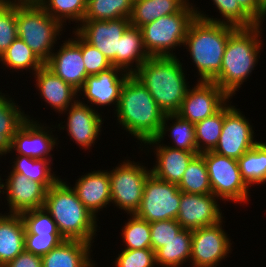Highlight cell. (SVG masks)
Returning <instances> with one entry per match:
<instances>
[{
  "mask_svg": "<svg viewBox=\"0 0 266 267\" xmlns=\"http://www.w3.org/2000/svg\"><path fill=\"white\" fill-rule=\"evenodd\" d=\"M115 111L122 128L144 144L158 136L165 116L148 89L133 74L122 85Z\"/></svg>",
  "mask_w": 266,
  "mask_h": 267,
  "instance_id": "obj_1",
  "label": "cell"
},
{
  "mask_svg": "<svg viewBox=\"0 0 266 267\" xmlns=\"http://www.w3.org/2000/svg\"><path fill=\"white\" fill-rule=\"evenodd\" d=\"M180 60L175 57H149L133 74L148 89L164 114H176L188 86Z\"/></svg>",
  "mask_w": 266,
  "mask_h": 267,
  "instance_id": "obj_2",
  "label": "cell"
},
{
  "mask_svg": "<svg viewBox=\"0 0 266 267\" xmlns=\"http://www.w3.org/2000/svg\"><path fill=\"white\" fill-rule=\"evenodd\" d=\"M43 208L50 214L59 233L66 240L93 243L97 217L85 207L72 187L61 178L47 190Z\"/></svg>",
  "mask_w": 266,
  "mask_h": 267,
  "instance_id": "obj_3",
  "label": "cell"
},
{
  "mask_svg": "<svg viewBox=\"0 0 266 267\" xmlns=\"http://www.w3.org/2000/svg\"><path fill=\"white\" fill-rule=\"evenodd\" d=\"M262 24L237 28L228 38L220 73L212 80L230 98L251 74L260 54Z\"/></svg>",
  "mask_w": 266,
  "mask_h": 267,
  "instance_id": "obj_4",
  "label": "cell"
},
{
  "mask_svg": "<svg viewBox=\"0 0 266 267\" xmlns=\"http://www.w3.org/2000/svg\"><path fill=\"white\" fill-rule=\"evenodd\" d=\"M236 29L197 16L191 22L184 45L198 69L199 81H212L220 73L228 38Z\"/></svg>",
  "mask_w": 266,
  "mask_h": 267,
  "instance_id": "obj_5",
  "label": "cell"
},
{
  "mask_svg": "<svg viewBox=\"0 0 266 267\" xmlns=\"http://www.w3.org/2000/svg\"><path fill=\"white\" fill-rule=\"evenodd\" d=\"M16 23L18 37L45 64L53 53L54 43L61 35L63 25L37 1H16Z\"/></svg>",
  "mask_w": 266,
  "mask_h": 267,
  "instance_id": "obj_6",
  "label": "cell"
},
{
  "mask_svg": "<svg viewBox=\"0 0 266 267\" xmlns=\"http://www.w3.org/2000/svg\"><path fill=\"white\" fill-rule=\"evenodd\" d=\"M195 18V7L189 2L180 12L162 16L142 26L140 30L148 55L175 57L170 51L178 45L184 46L187 30Z\"/></svg>",
  "mask_w": 266,
  "mask_h": 267,
  "instance_id": "obj_7",
  "label": "cell"
},
{
  "mask_svg": "<svg viewBox=\"0 0 266 267\" xmlns=\"http://www.w3.org/2000/svg\"><path fill=\"white\" fill-rule=\"evenodd\" d=\"M205 160L212 194L219 199L246 203L249 186L241 177L238 160L214 151L200 153Z\"/></svg>",
  "mask_w": 266,
  "mask_h": 267,
  "instance_id": "obj_8",
  "label": "cell"
},
{
  "mask_svg": "<svg viewBox=\"0 0 266 267\" xmlns=\"http://www.w3.org/2000/svg\"><path fill=\"white\" fill-rule=\"evenodd\" d=\"M151 174L146 167L134 161H124L113 170L108 171L111 188V203L127 214H135L140 208L144 185Z\"/></svg>",
  "mask_w": 266,
  "mask_h": 267,
  "instance_id": "obj_9",
  "label": "cell"
},
{
  "mask_svg": "<svg viewBox=\"0 0 266 267\" xmlns=\"http://www.w3.org/2000/svg\"><path fill=\"white\" fill-rule=\"evenodd\" d=\"M180 201L181 191L177 184L160 180L151 173L146 179L142 202L135 214L149 223L176 220Z\"/></svg>",
  "mask_w": 266,
  "mask_h": 267,
  "instance_id": "obj_10",
  "label": "cell"
},
{
  "mask_svg": "<svg viewBox=\"0 0 266 267\" xmlns=\"http://www.w3.org/2000/svg\"><path fill=\"white\" fill-rule=\"evenodd\" d=\"M252 127L239 109L226 104L221 135L213 151L238 160L258 143L254 141Z\"/></svg>",
  "mask_w": 266,
  "mask_h": 267,
  "instance_id": "obj_11",
  "label": "cell"
},
{
  "mask_svg": "<svg viewBox=\"0 0 266 267\" xmlns=\"http://www.w3.org/2000/svg\"><path fill=\"white\" fill-rule=\"evenodd\" d=\"M230 97L212 81H198L188 89L177 115L193 124L211 117L220 111Z\"/></svg>",
  "mask_w": 266,
  "mask_h": 267,
  "instance_id": "obj_12",
  "label": "cell"
},
{
  "mask_svg": "<svg viewBox=\"0 0 266 267\" xmlns=\"http://www.w3.org/2000/svg\"><path fill=\"white\" fill-rule=\"evenodd\" d=\"M222 222L192 230L190 261L193 267H216L230 253V240Z\"/></svg>",
  "mask_w": 266,
  "mask_h": 267,
  "instance_id": "obj_13",
  "label": "cell"
},
{
  "mask_svg": "<svg viewBox=\"0 0 266 267\" xmlns=\"http://www.w3.org/2000/svg\"><path fill=\"white\" fill-rule=\"evenodd\" d=\"M75 31L90 45L97 48L116 67L119 39L131 25L130 19L83 20Z\"/></svg>",
  "mask_w": 266,
  "mask_h": 267,
  "instance_id": "obj_14",
  "label": "cell"
},
{
  "mask_svg": "<svg viewBox=\"0 0 266 267\" xmlns=\"http://www.w3.org/2000/svg\"><path fill=\"white\" fill-rule=\"evenodd\" d=\"M212 193L193 194L181 191V201L176 220L184 228L194 230L214 225L222 220V212ZM217 199V200H216Z\"/></svg>",
  "mask_w": 266,
  "mask_h": 267,
  "instance_id": "obj_15",
  "label": "cell"
},
{
  "mask_svg": "<svg viewBox=\"0 0 266 267\" xmlns=\"http://www.w3.org/2000/svg\"><path fill=\"white\" fill-rule=\"evenodd\" d=\"M73 32L76 40H66L59 51L51 54L45 65L79 92L89 75L82 57L81 36L76 31Z\"/></svg>",
  "mask_w": 266,
  "mask_h": 267,
  "instance_id": "obj_16",
  "label": "cell"
},
{
  "mask_svg": "<svg viewBox=\"0 0 266 267\" xmlns=\"http://www.w3.org/2000/svg\"><path fill=\"white\" fill-rule=\"evenodd\" d=\"M4 184L0 177V193H6L10 214H22L24 212L43 208L47 188L39 182L31 181L24 175L10 171ZM2 183V184H1ZM1 189L4 190L1 191Z\"/></svg>",
  "mask_w": 266,
  "mask_h": 267,
  "instance_id": "obj_17",
  "label": "cell"
},
{
  "mask_svg": "<svg viewBox=\"0 0 266 267\" xmlns=\"http://www.w3.org/2000/svg\"><path fill=\"white\" fill-rule=\"evenodd\" d=\"M46 128L49 127H43L28 118L16 131L11 143L6 148V154L16 150L18 155L50 160L49 157L52 155L49 153L55 147L57 138H54L51 135L52 131L50 133Z\"/></svg>",
  "mask_w": 266,
  "mask_h": 267,
  "instance_id": "obj_18",
  "label": "cell"
},
{
  "mask_svg": "<svg viewBox=\"0 0 266 267\" xmlns=\"http://www.w3.org/2000/svg\"><path fill=\"white\" fill-rule=\"evenodd\" d=\"M124 72V73H123ZM130 74L112 66L96 75H89L78 93L88 99V103L98 106L113 103L117 109L121 88Z\"/></svg>",
  "mask_w": 266,
  "mask_h": 267,
  "instance_id": "obj_19",
  "label": "cell"
},
{
  "mask_svg": "<svg viewBox=\"0 0 266 267\" xmlns=\"http://www.w3.org/2000/svg\"><path fill=\"white\" fill-rule=\"evenodd\" d=\"M67 109L64 112L69 114L66 122L68 135L83 149L90 148L101 132L102 117L80 99Z\"/></svg>",
  "mask_w": 266,
  "mask_h": 267,
  "instance_id": "obj_20",
  "label": "cell"
},
{
  "mask_svg": "<svg viewBox=\"0 0 266 267\" xmlns=\"http://www.w3.org/2000/svg\"><path fill=\"white\" fill-rule=\"evenodd\" d=\"M159 143L160 141L156 138L145 143V146L153 144L154 147L156 144L155 154L157 161L151 169V173L160 180L178 185L191 160L199 153L174 149Z\"/></svg>",
  "mask_w": 266,
  "mask_h": 267,
  "instance_id": "obj_21",
  "label": "cell"
},
{
  "mask_svg": "<svg viewBox=\"0 0 266 267\" xmlns=\"http://www.w3.org/2000/svg\"><path fill=\"white\" fill-rule=\"evenodd\" d=\"M110 178L106 171H93L79 178L73 190L78 199L94 215L111 203Z\"/></svg>",
  "mask_w": 266,
  "mask_h": 267,
  "instance_id": "obj_22",
  "label": "cell"
},
{
  "mask_svg": "<svg viewBox=\"0 0 266 267\" xmlns=\"http://www.w3.org/2000/svg\"><path fill=\"white\" fill-rule=\"evenodd\" d=\"M34 74L36 86L37 89L39 88L42 99H45V102L50 104L55 110H58L57 112H62L63 114V111L76 101L75 96H77L78 91L64 82L45 64Z\"/></svg>",
  "mask_w": 266,
  "mask_h": 267,
  "instance_id": "obj_23",
  "label": "cell"
},
{
  "mask_svg": "<svg viewBox=\"0 0 266 267\" xmlns=\"http://www.w3.org/2000/svg\"><path fill=\"white\" fill-rule=\"evenodd\" d=\"M25 231L21 214L0 213V267L25 250Z\"/></svg>",
  "mask_w": 266,
  "mask_h": 267,
  "instance_id": "obj_24",
  "label": "cell"
},
{
  "mask_svg": "<svg viewBox=\"0 0 266 267\" xmlns=\"http://www.w3.org/2000/svg\"><path fill=\"white\" fill-rule=\"evenodd\" d=\"M92 244L82 240H64L42 256V267H88Z\"/></svg>",
  "mask_w": 266,
  "mask_h": 267,
  "instance_id": "obj_25",
  "label": "cell"
},
{
  "mask_svg": "<svg viewBox=\"0 0 266 267\" xmlns=\"http://www.w3.org/2000/svg\"><path fill=\"white\" fill-rule=\"evenodd\" d=\"M149 57L140 28L130 25L119 39L116 67L132 75ZM134 62L135 68L132 69Z\"/></svg>",
  "mask_w": 266,
  "mask_h": 267,
  "instance_id": "obj_26",
  "label": "cell"
},
{
  "mask_svg": "<svg viewBox=\"0 0 266 267\" xmlns=\"http://www.w3.org/2000/svg\"><path fill=\"white\" fill-rule=\"evenodd\" d=\"M189 0H134L130 17L132 26L141 28L162 16L180 12Z\"/></svg>",
  "mask_w": 266,
  "mask_h": 267,
  "instance_id": "obj_27",
  "label": "cell"
},
{
  "mask_svg": "<svg viewBox=\"0 0 266 267\" xmlns=\"http://www.w3.org/2000/svg\"><path fill=\"white\" fill-rule=\"evenodd\" d=\"M192 230L182 229L170 240L155 251L156 265L163 267H181L191 256Z\"/></svg>",
  "mask_w": 266,
  "mask_h": 267,
  "instance_id": "obj_28",
  "label": "cell"
},
{
  "mask_svg": "<svg viewBox=\"0 0 266 267\" xmlns=\"http://www.w3.org/2000/svg\"><path fill=\"white\" fill-rule=\"evenodd\" d=\"M242 179L248 186L266 182V143L258 142L238 159Z\"/></svg>",
  "mask_w": 266,
  "mask_h": 267,
  "instance_id": "obj_29",
  "label": "cell"
},
{
  "mask_svg": "<svg viewBox=\"0 0 266 267\" xmlns=\"http://www.w3.org/2000/svg\"><path fill=\"white\" fill-rule=\"evenodd\" d=\"M168 120H174L176 122H174L170 128H167ZM167 131H170V136L174 141V146L169 147L197 152L195 128L193 123L180 118L177 114H166L162 121L161 130L156 139L160 142L161 140H164L163 138Z\"/></svg>",
  "mask_w": 266,
  "mask_h": 267,
  "instance_id": "obj_30",
  "label": "cell"
},
{
  "mask_svg": "<svg viewBox=\"0 0 266 267\" xmlns=\"http://www.w3.org/2000/svg\"><path fill=\"white\" fill-rule=\"evenodd\" d=\"M13 173L24 175L31 181L42 183L47 189L53 186L60 178L51 173V161L36 159L28 156L17 155L15 157Z\"/></svg>",
  "mask_w": 266,
  "mask_h": 267,
  "instance_id": "obj_31",
  "label": "cell"
},
{
  "mask_svg": "<svg viewBox=\"0 0 266 267\" xmlns=\"http://www.w3.org/2000/svg\"><path fill=\"white\" fill-rule=\"evenodd\" d=\"M134 0H87L83 20L130 19Z\"/></svg>",
  "mask_w": 266,
  "mask_h": 267,
  "instance_id": "obj_32",
  "label": "cell"
},
{
  "mask_svg": "<svg viewBox=\"0 0 266 267\" xmlns=\"http://www.w3.org/2000/svg\"><path fill=\"white\" fill-rule=\"evenodd\" d=\"M178 188L184 193H212L207 166L200 153L191 160L178 184Z\"/></svg>",
  "mask_w": 266,
  "mask_h": 267,
  "instance_id": "obj_33",
  "label": "cell"
},
{
  "mask_svg": "<svg viewBox=\"0 0 266 267\" xmlns=\"http://www.w3.org/2000/svg\"><path fill=\"white\" fill-rule=\"evenodd\" d=\"M0 92V142L7 148L21 125L30 118L20 111L14 100Z\"/></svg>",
  "mask_w": 266,
  "mask_h": 267,
  "instance_id": "obj_34",
  "label": "cell"
},
{
  "mask_svg": "<svg viewBox=\"0 0 266 267\" xmlns=\"http://www.w3.org/2000/svg\"><path fill=\"white\" fill-rule=\"evenodd\" d=\"M0 61L11 69L33 71L39 70L44 63L29 48V46L19 37H17L0 56Z\"/></svg>",
  "mask_w": 266,
  "mask_h": 267,
  "instance_id": "obj_35",
  "label": "cell"
},
{
  "mask_svg": "<svg viewBox=\"0 0 266 267\" xmlns=\"http://www.w3.org/2000/svg\"><path fill=\"white\" fill-rule=\"evenodd\" d=\"M224 123V107L211 117L194 124L197 152L213 151L219 142Z\"/></svg>",
  "mask_w": 266,
  "mask_h": 267,
  "instance_id": "obj_36",
  "label": "cell"
},
{
  "mask_svg": "<svg viewBox=\"0 0 266 267\" xmlns=\"http://www.w3.org/2000/svg\"><path fill=\"white\" fill-rule=\"evenodd\" d=\"M223 19L210 18L195 8L196 16L210 22L228 24L237 28L256 26L257 23L240 7L237 0H213ZM226 20V21H225Z\"/></svg>",
  "mask_w": 266,
  "mask_h": 267,
  "instance_id": "obj_37",
  "label": "cell"
},
{
  "mask_svg": "<svg viewBox=\"0 0 266 267\" xmlns=\"http://www.w3.org/2000/svg\"><path fill=\"white\" fill-rule=\"evenodd\" d=\"M37 2L61 24L66 23L67 19L80 21L81 24L87 7V0H37Z\"/></svg>",
  "mask_w": 266,
  "mask_h": 267,
  "instance_id": "obj_38",
  "label": "cell"
},
{
  "mask_svg": "<svg viewBox=\"0 0 266 267\" xmlns=\"http://www.w3.org/2000/svg\"><path fill=\"white\" fill-rule=\"evenodd\" d=\"M125 249H149L151 248L150 223L141 219L136 214H131L130 219L122 229Z\"/></svg>",
  "mask_w": 266,
  "mask_h": 267,
  "instance_id": "obj_39",
  "label": "cell"
},
{
  "mask_svg": "<svg viewBox=\"0 0 266 267\" xmlns=\"http://www.w3.org/2000/svg\"><path fill=\"white\" fill-rule=\"evenodd\" d=\"M18 37L16 23V1L0 3V56Z\"/></svg>",
  "mask_w": 266,
  "mask_h": 267,
  "instance_id": "obj_40",
  "label": "cell"
},
{
  "mask_svg": "<svg viewBox=\"0 0 266 267\" xmlns=\"http://www.w3.org/2000/svg\"><path fill=\"white\" fill-rule=\"evenodd\" d=\"M25 224V234L61 235L55 221L44 209H34L21 214Z\"/></svg>",
  "mask_w": 266,
  "mask_h": 267,
  "instance_id": "obj_41",
  "label": "cell"
},
{
  "mask_svg": "<svg viewBox=\"0 0 266 267\" xmlns=\"http://www.w3.org/2000/svg\"><path fill=\"white\" fill-rule=\"evenodd\" d=\"M183 227L175 219L155 221L150 223L151 248L156 251L164 243L175 238Z\"/></svg>",
  "mask_w": 266,
  "mask_h": 267,
  "instance_id": "obj_42",
  "label": "cell"
},
{
  "mask_svg": "<svg viewBox=\"0 0 266 267\" xmlns=\"http://www.w3.org/2000/svg\"><path fill=\"white\" fill-rule=\"evenodd\" d=\"M155 251L149 249H123L115 260V267H154Z\"/></svg>",
  "mask_w": 266,
  "mask_h": 267,
  "instance_id": "obj_43",
  "label": "cell"
},
{
  "mask_svg": "<svg viewBox=\"0 0 266 267\" xmlns=\"http://www.w3.org/2000/svg\"><path fill=\"white\" fill-rule=\"evenodd\" d=\"M81 51L88 75H96L112 67L111 62L97 48L81 37Z\"/></svg>",
  "mask_w": 266,
  "mask_h": 267,
  "instance_id": "obj_44",
  "label": "cell"
},
{
  "mask_svg": "<svg viewBox=\"0 0 266 267\" xmlns=\"http://www.w3.org/2000/svg\"><path fill=\"white\" fill-rule=\"evenodd\" d=\"M64 240L62 235L25 234V250L42 257Z\"/></svg>",
  "mask_w": 266,
  "mask_h": 267,
  "instance_id": "obj_45",
  "label": "cell"
},
{
  "mask_svg": "<svg viewBox=\"0 0 266 267\" xmlns=\"http://www.w3.org/2000/svg\"><path fill=\"white\" fill-rule=\"evenodd\" d=\"M237 2L257 24L263 23L266 16V5L261 0H237Z\"/></svg>",
  "mask_w": 266,
  "mask_h": 267,
  "instance_id": "obj_46",
  "label": "cell"
},
{
  "mask_svg": "<svg viewBox=\"0 0 266 267\" xmlns=\"http://www.w3.org/2000/svg\"><path fill=\"white\" fill-rule=\"evenodd\" d=\"M3 267H42V257L24 250Z\"/></svg>",
  "mask_w": 266,
  "mask_h": 267,
  "instance_id": "obj_47",
  "label": "cell"
},
{
  "mask_svg": "<svg viewBox=\"0 0 266 267\" xmlns=\"http://www.w3.org/2000/svg\"><path fill=\"white\" fill-rule=\"evenodd\" d=\"M6 154V147L0 142V156Z\"/></svg>",
  "mask_w": 266,
  "mask_h": 267,
  "instance_id": "obj_48",
  "label": "cell"
},
{
  "mask_svg": "<svg viewBox=\"0 0 266 267\" xmlns=\"http://www.w3.org/2000/svg\"><path fill=\"white\" fill-rule=\"evenodd\" d=\"M16 1V0H14ZM17 1H37V0H17Z\"/></svg>",
  "mask_w": 266,
  "mask_h": 267,
  "instance_id": "obj_49",
  "label": "cell"
},
{
  "mask_svg": "<svg viewBox=\"0 0 266 267\" xmlns=\"http://www.w3.org/2000/svg\"><path fill=\"white\" fill-rule=\"evenodd\" d=\"M95 266V263H91L88 267H94Z\"/></svg>",
  "mask_w": 266,
  "mask_h": 267,
  "instance_id": "obj_50",
  "label": "cell"
},
{
  "mask_svg": "<svg viewBox=\"0 0 266 267\" xmlns=\"http://www.w3.org/2000/svg\"><path fill=\"white\" fill-rule=\"evenodd\" d=\"M5 0H0V3H2V2H4ZM6 1H11V0H6ZM12 1H14V0H12Z\"/></svg>",
  "mask_w": 266,
  "mask_h": 267,
  "instance_id": "obj_51",
  "label": "cell"
}]
</instances>
